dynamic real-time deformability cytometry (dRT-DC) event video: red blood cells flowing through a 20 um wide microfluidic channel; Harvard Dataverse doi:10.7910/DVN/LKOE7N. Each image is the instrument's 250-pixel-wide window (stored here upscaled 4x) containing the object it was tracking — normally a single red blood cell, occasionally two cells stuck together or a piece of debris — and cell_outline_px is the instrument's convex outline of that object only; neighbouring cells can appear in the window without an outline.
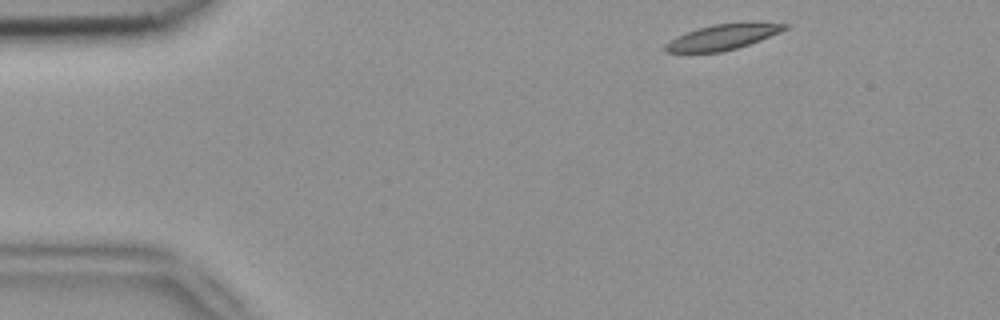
{"species": "common noctule bat (a hibernating species)", "species_latin": "Nyctalus noctula", "temperature_condition": "room temperature", "stored_images_in_passage": 4, "camera_frame_rate_fps": 3000, "um_per_image_px": 0.085, "animal": {"sex": "female", "body_mass_g": 18.4}, "frame": {"image": 1, "passage_image": 1, "time_ms": 0.0, "image_size_px": [1000, 320], "cell_outline_px": [[792, 24], [788, 28], [780, 32], [760, 40], [736, 48], [720, 52], [664, 52], [664, 44], [676, 36], [696, 28], [712, 24], [752, 20]], "centroid_in_image_um": [61.5, 3.09], "position_along_channel_um": 23.5, "area_um2": 18.32}}
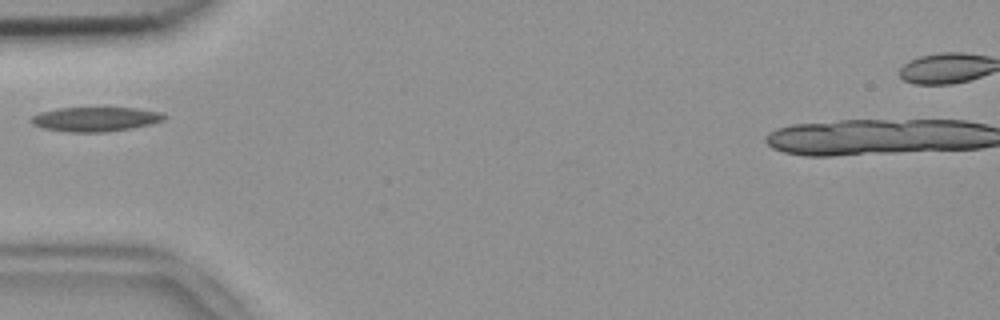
{"frame": {"image": 2, "passage_image": 4, "time_ms": 1.0, "image_size_px": [1000, 320], "cell_outline_px": [[168, 116], [164, 120], [152, 124], [132, 128], [104, 132], [68, 132], [44, 128], [32, 124], [28, 120], [32, 116], [40, 112], [56, 108], [136, 108], [160, 112]], "centroid_in_image_um": [8.11, 10.13], "position_along_channel_um": 76.9, "area_um2": 19.02}}